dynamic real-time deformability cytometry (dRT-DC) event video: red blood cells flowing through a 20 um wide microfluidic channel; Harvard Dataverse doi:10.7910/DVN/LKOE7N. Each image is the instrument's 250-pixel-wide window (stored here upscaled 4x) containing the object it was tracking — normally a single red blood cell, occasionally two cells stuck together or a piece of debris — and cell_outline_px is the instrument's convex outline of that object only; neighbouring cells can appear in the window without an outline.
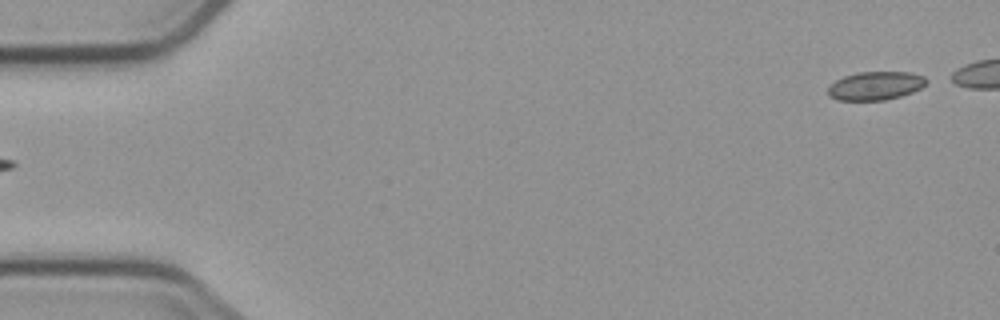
{"species": "common noctule bat (a hibernating species)", "species_latin": "Nyctalus noctula", "temperature_condition": "cold", "stored_images_in_passage": 6, "segment_of_instrument_passage": [2, 2], "camera_frame_rate_fps": 3000, "um_per_image_px": 0.085, "animal": {"sex": "male", "body_mass_g": 23.1, "forearm_length_mm": 52.7}, "frame": {"image": 1, "passage_image": 6, "time_ms": 5.667, "image_size_px": [1000, 320], "cell_outline_px": [[928, 80], [920, 88], [912, 92], [900, 96], [884, 100], [840, 100], [828, 96], [828, 88], [836, 80], [844, 76], [860, 72], [908, 72], [924, 76]], "centroid_in_image_um": [74.41, 7.29], "position_along_channel_um": 10.6, "area_um2": 16.13}}